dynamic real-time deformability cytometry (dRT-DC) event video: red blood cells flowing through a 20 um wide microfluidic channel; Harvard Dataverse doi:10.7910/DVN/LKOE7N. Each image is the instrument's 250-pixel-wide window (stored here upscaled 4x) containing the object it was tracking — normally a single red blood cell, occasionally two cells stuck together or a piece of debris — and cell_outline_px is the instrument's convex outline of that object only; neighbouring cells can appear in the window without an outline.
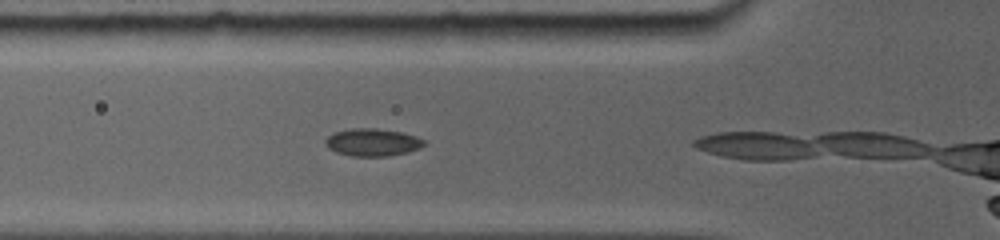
{"species": "common noctule bat (a hibernating species)", "species_latin": "Nyctalus noctula", "temperature_condition": "room temperature", "stored_images_in_passage": 4, "camera_frame_rate_fps": 5000, "um_per_image_px": 0.085, "animal": {"sex": "female", "body_mass_g": 19.0, "forearm_length_mm": 56.7}, "frame": {"image": 1, "passage_image": 3, "time_ms": 1.6, "image_size_px": [1000, 240], "cell_outline_px": [[424, 144], [408, 152], [388, 156], [352, 156], [336, 152], [328, 148], [324, 140], [328, 136], [336, 132], [356, 128], [372, 128], [400, 132], [424, 140]], "centroid_in_image_um": [31.6, 12.11], "position_along_channel_um": 94.2, "area_um2": 15.37}}